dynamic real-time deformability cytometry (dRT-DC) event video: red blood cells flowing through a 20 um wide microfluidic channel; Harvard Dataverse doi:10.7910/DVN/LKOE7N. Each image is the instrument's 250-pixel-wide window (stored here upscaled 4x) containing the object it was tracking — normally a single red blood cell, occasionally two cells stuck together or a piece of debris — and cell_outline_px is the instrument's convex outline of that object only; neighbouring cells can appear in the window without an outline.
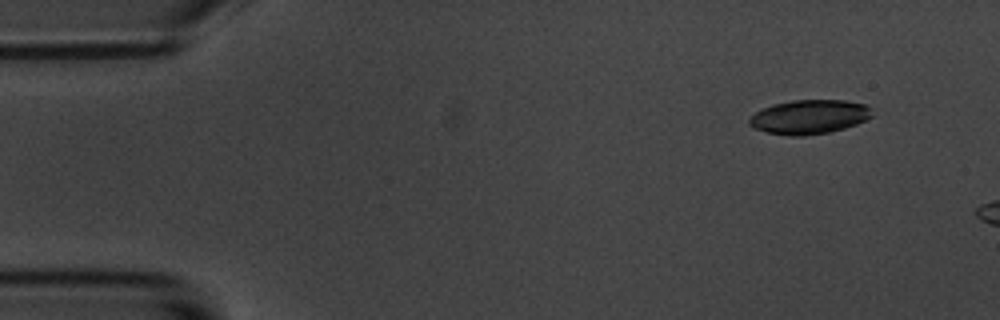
{"species": "common noctule bat (a hibernating species)", "species_latin": "Nyctalus noctula", "temperature_condition": "room temperature", "stored_images_in_passage": 6, "camera_frame_rate_fps": 3000, "um_per_image_px": 0.085, "animal": {"sex": "male", "body_mass_g": 20.1, "forearm_length_mm": 53.5}, "frame": {"image": 1, "passage_image": 1, "time_ms": 0.0, "image_size_px": [1000, 320], "cell_outline_px": [[872, 116], [856, 124], [844, 128], [828, 132], [804, 136], [792, 136], [768, 132], [752, 128], [748, 124], [748, 120], [760, 108], [772, 104], [792, 100], [844, 100], [868, 104], [872, 108]], "centroid_in_image_um": [68.78, 9.92], "position_along_channel_um": 16.2, "area_um2": 24.62}}